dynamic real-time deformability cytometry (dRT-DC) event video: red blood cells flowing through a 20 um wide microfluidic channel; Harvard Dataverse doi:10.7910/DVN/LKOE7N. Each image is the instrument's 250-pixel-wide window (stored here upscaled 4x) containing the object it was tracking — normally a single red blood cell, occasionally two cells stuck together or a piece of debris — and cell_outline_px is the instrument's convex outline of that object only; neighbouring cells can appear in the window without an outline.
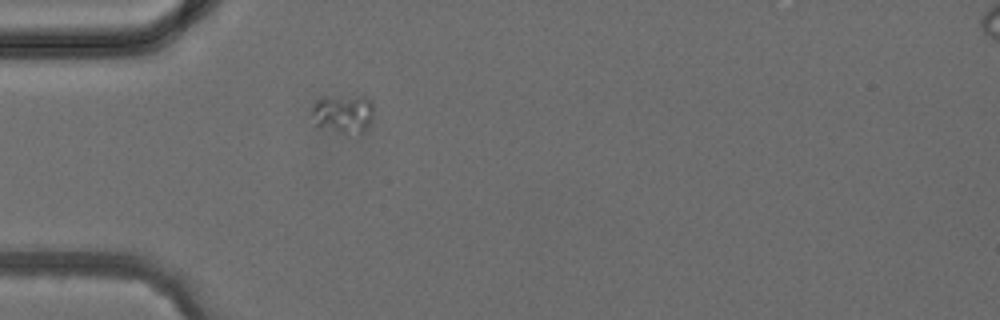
{"species": "common noctule bat (a hibernating species)", "species_latin": "Nyctalus noctula", "temperature_condition": "cold", "stored_images_in_passage": 3, "camera_frame_rate_fps": 3000, "um_per_image_px": 0.085, "animal": {"sex": "female", "body_mass_g": 24.6, "forearm_length_mm": 56.2}, "frame": {"image": 1, "passage_image": 3, "time_ms": 3.0, "image_size_px": [1000, 320], "cell_outline_px": [[372, 116], [368, 124], [360, 136], [340, 132], [316, 124], [312, 112], [312, 108], [324, 96], [364, 96], [372, 100]], "centroid_in_image_um": [29.22, 9.65], "position_along_channel_um": 55.8, "area_um2": 13.7}}